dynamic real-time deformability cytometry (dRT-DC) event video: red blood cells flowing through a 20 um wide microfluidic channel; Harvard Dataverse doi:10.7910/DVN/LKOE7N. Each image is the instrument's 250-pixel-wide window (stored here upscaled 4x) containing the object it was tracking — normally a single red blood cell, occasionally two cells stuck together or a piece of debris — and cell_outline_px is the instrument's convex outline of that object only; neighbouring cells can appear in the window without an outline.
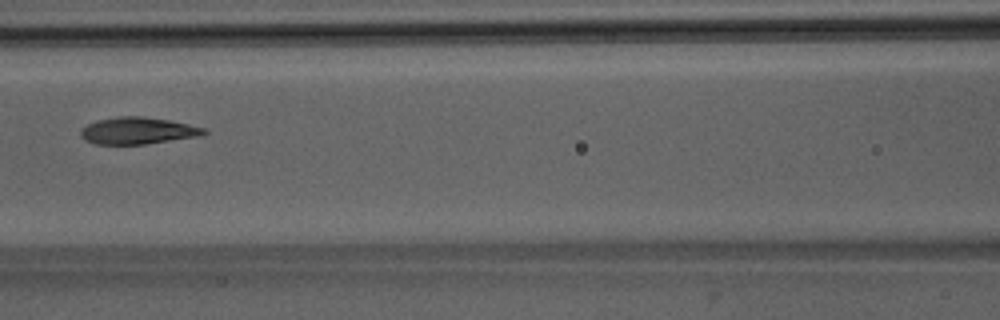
{"species": "Egyptian fruit bat (a non-hibernating species)", "species_latin": "Rousettus aegyptiacus", "temperature_condition": "room temperature", "stored_images_in_passage": 7, "camera_frame_rate_fps": 3000, "um_per_image_px": 0.085, "animal": {"sex": "male"}, "frame": {"image": 1, "passage_image": 7, "time_ms": 7.0, "image_size_px": [1000, 320], "cell_outline_px": [[208, 132], [200, 136], [144, 144], [96, 144], [84, 140], [80, 136], [80, 132], [88, 124], [96, 120], [120, 116], [140, 116], [168, 120], [188, 124], [204, 128]], "centroid_in_image_um": [11.69, 11.11], "position_along_channel_um": 154.9, "area_um2": 19.13}}